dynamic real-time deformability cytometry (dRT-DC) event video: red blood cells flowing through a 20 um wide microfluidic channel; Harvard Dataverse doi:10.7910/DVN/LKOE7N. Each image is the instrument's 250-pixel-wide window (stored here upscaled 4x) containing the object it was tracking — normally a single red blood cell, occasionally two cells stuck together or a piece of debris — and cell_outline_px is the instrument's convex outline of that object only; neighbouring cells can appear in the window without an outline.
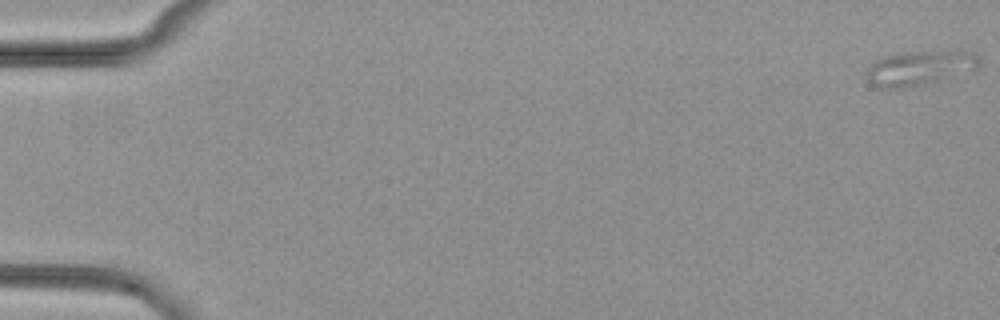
{"species": "common noctule bat (a hibernating species)", "species_latin": "Nyctalus noctula", "temperature_condition": "cold", "stored_images_in_passage": 5, "camera_frame_rate_fps": 3000, "um_per_image_px": 0.085, "animal": {"sex": "female", "body_mass_g": 29.2, "forearm_length_mm": 56.3}, "frame": {"image": 1, "passage_image": 1, "time_ms": 0.0, "image_size_px": [1000, 320], "cell_outline_px": [[980, 64], [936, 84], [904, 88], [880, 88], [872, 84], [868, 80], [864, 72], [876, 60], [884, 56], [912, 52], [976, 52], [980, 56]], "centroid_in_image_um": [78.13, 5.82], "position_along_channel_um": 6.9, "area_um2": 22.6}}